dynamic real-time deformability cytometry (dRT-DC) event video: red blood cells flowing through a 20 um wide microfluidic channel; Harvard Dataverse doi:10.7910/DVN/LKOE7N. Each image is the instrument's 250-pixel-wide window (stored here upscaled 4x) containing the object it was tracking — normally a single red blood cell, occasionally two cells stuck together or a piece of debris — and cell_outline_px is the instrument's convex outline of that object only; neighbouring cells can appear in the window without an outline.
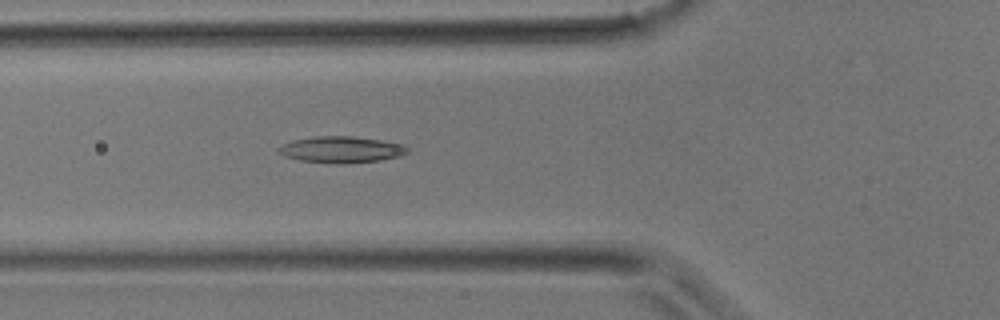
{"species": "common noctule bat (a hibernating species)", "species_latin": "Nyctalus noctula", "temperature_condition": "room temperature", "stored_images_in_passage": 25, "camera_frame_rate_fps": 3000, "um_per_image_px": 0.085, "animal": {"sex": "male", "body_mass_g": 17.9}, "frame": {"image": 1, "passage_image": 12, "time_ms": 3.667, "image_size_px": [1000, 320], "cell_outline_px": [[408, 152], [400, 156], [380, 160], [340, 164], [300, 160], [284, 156], [276, 152], [276, 148], [284, 144], [296, 140], [316, 136], [352, 136], [380, 140], [404, 144], [408, 148]], "centroid_in_image_um": [29.01, 12.71], "position_along_channel_um": 96.8, "area_um2": 19.71}}
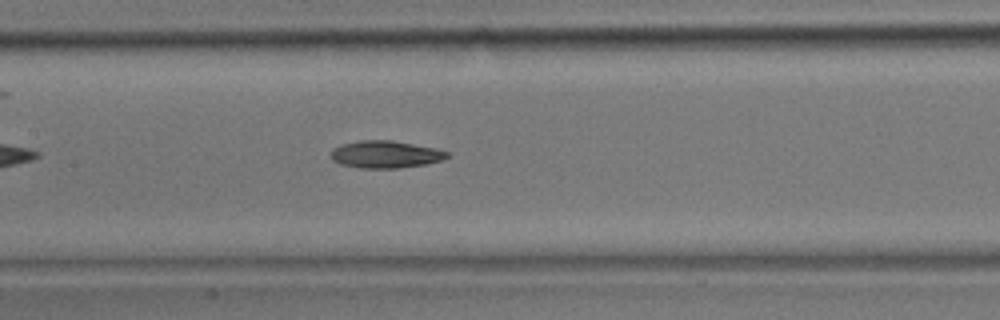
{"frame": {"image": 2, "passage_image": 16, "time_ms": 5.0, "image_size_px": [1000, 320], "cell_outline_px": [[448, 156], [444, 160], [424, 164], [400, 168], [360, 168], [340, 164], [332, 160], [332, 148], [340, 144], [360, 140], [392, 140], [436, 148], [448, 152]], "centroid_in_image_um": [32.75, 13.12], "position_along_channel_um": 174.6, "area_um2": 18.55}}
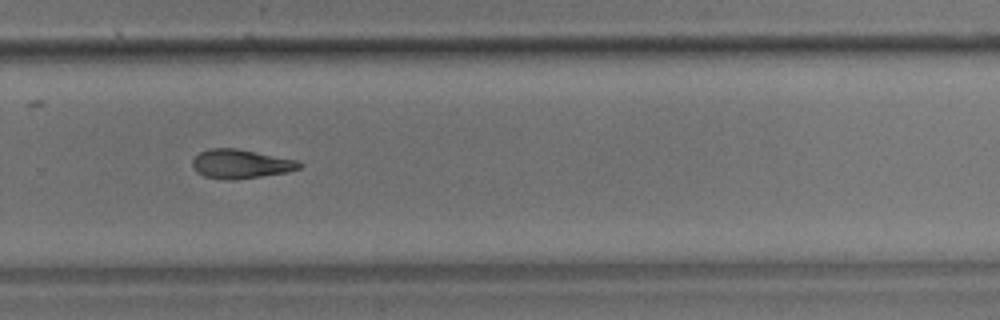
{"frame": {"image": 3, "passage_image": 23, "time_ms": 7.333, "image_size_px": [1000, 320], "cell_outline_px": [[304, 164], [300, 168], [288, 172], [232, 180], [228, 180], [204, 176], [196, 172], [192, 168], [192, 160], [200, 152], [208, 148], [236, 148], [296, 160]], "centroid_in_image_um": [20.43, 13.93], "position_along_channel_um": 309.4, "area_um2": 18.03}}